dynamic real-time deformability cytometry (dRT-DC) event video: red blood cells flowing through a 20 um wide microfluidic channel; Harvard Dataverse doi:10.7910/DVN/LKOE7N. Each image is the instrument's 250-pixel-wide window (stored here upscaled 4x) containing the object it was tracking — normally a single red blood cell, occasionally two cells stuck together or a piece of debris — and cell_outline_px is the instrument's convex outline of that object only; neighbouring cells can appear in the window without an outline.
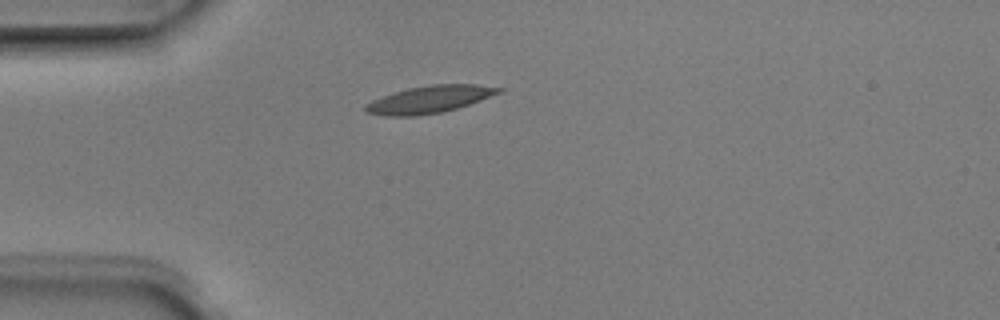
{"species": "Egyptian fruit bat (a non-hibernating species)", "species_latin": "Rousettus aegyptiacus", "temperature_condition": "room temperature", "stored_images_in_passage": 1, "camera_frame_rate_fps": 3000, "um_per_image_px": 0.085, "animal": {"sex": "male"}, "frame": {"image": 1, "passage_image": 1, "time_ms": 0.0, "image_size_px": [1000, 320], "cell_outline_px": [[504, 92], [456, 108], [440, 112], [416, 116], [384, 116], [364, 112], [364, 104], [372, 100], [408, 88], [432, 84], [476, 84], [504, 88]], "centroid_in_image_um": [36.51, 8.45], "position_along_channel_um": 48.5, "area_um2": 21.1}}